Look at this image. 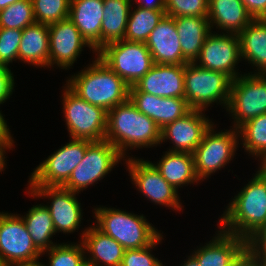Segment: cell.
Returning a JSON list of instances; mask_svg holds the SVG:
<instances>
[{
	"label": "cell",
	"mask_w": 266,
	"mask_h": 266,
	"mask_svg": "<svg viewBox=\"0 0 266 266\" xmlns=\"http://www.w3.org/2000/svg\"><path fill=\"white\" fill-rule=\"evenodd\" d=\"M104 140L109 141L126 157L125 151L128 148L140 149L161 144V129L128 99L108 111Z\"/></svg>",
	"instance_id": "cell-1"
},
{
	"label": "cell",
	"mask_w": 266,
	"mask_h": 266,
	"mask_svg": "<svg viewBox=\"0 0 266 266\" xmlns=\"http://www.w3.org/2000/svg\"><path fill=\"white\" fill-rule=\"evenodd\" d=\"M227 207L219 228L248 240L266 223V176L258 170Z\"/></svg>",
	"instance_id": "cell-2"
},
{
	"label": "cell",
	"mask_w": 266,
	"mask_h": 266,
	"mask_svg": "<svg viewBox=\"0 0 266 266\" xmlns=\"http://www.w3.org/2000/svg\"><path fill=\"white\" fill-rule=\"evenodd\" d=\"M89 66L67 81L76 95L107 112L129 99L130 86L98 56Z\"/></svg>",
	"instance_id": "cell-3"
},
{
	"label": "cell",
	"mask_w": 266,
	"mask_h": 266,
	"mask_svg": "<svg viewBox=\"0 0 266 266\" xmlns=\"http://www.w3.org/2000/svg\"><path fill=\"white\" fill-rule=\"evenodd\" d=\"M96 228L121 244L124 249H140L152 244L161 233L145 216L123 210L99 207L94 208Z\"/></svg>",
	"instance_id": "cell-4"
},
{
	"label": "cell",
	"mask_w": 266,
	"mask_h": 266,
	"mask_svg": "<svg viewBox=\"0 0 266 266\" xmlns=\"http://www.w3.org/2000/svg\"><path fill=\"white\" fill-rule=\"evenodd\" d=\"M232 81L225 73L188 62L184 71L185 99L188 106L190 109L204 111L211 103L219 101L227 108Z\"/></svg>",
	"instance_id": "cell-5"
},
{
	"label": "cell",
	"mask_w": 266,
	"mask_h": 266,
	"mask_svg": "<svg viewBox=\"0 0 266 266\" xmlns=\"http://www.w3.org/2000/svg\"><path fill=\"white\" fill-rule=\"evenodd\" d=\"M64 88L62 104L70 138L103 141L107 131L108 112L80 98L68 86Z\"/></svg>",
	"instance_id": "cell-6"
},
{
	"label": "cell",
	"mask_w": 266,
	"mask_h": 266,
	"mask_svg": "<svg viewBox=\"0 0 266 266\" xmlns=\"http://www.w3.org/2000/svg\"><path fill=\"white\" fill-rule=\"evenodd\" d=\"M96 55L130 87L154 65L145 42H113L101 48Z\"/></svg>",
	"instance_id": "cell-7"
},
{
	"label": "cell",
	"mask_w": 266,
	"mask_h": 266,
	"mask_svg": "<svg viewBox=\"0 0 266 266\" xmlns=\"http://www.w3.org/2000/svg\"><path fill=\"white\" fill-rule=\"evenodd\" d=\"M227 111L234 129L266 113V74L244 73L232 81Z\"/></svg>",
	"instance_id": "cell-8"
},
{
	"label": "cell",
	"mask_w": 266,
	"mask_h": 266,
	"mask_svg": "<svg viewBox=\"0 0 266 266\" xmlns=\"http://www.w3.org/2000/svg\"><path fill=\"white\" fill-rule=\"evenodd\" d=\"M124 158L109 141L92 142L82 161L61 187L79 193L103 179Z\"/></svg>",
	"instance_id": "cell-9"
},
{
	"label": "cell",
	"mask_w": 266,
	"mask_h": 266,
	"mask_svg": "<svg viewBox=\"0 0 266 266\" xmlns=\"http://www.w3.org/2000/svg\"><path fill=\"white\" fill-rule=\"evenodd\" d=\"M92 141L74 139L51 154L31 173L29 187H61L84 158Z\"/></svg>",
	"instance_id": "cell-10"
},
{
	"label": "cell",
	"mask_w": 266,
	"mask_h": 266,
	"mask_svg": "<svg viewBox=\"0 0 266 266\" xmlns=\"http://www.w3.org/2000/svg\"><path fill=\"white\" fill-rule=\"evenodd\" d=\"M213 125L205 132L193 153L195 173L200 181L225 167L232 160L239 144L237 129L216 133Z\"/></svg>",
	"instance_id": "cell-11"
},
{
	"label": "cell",
	"mask_w": 266,
	"mask_h": 266,
	"mask_svg": "<svg viewBox=\"0 0 266 266\" xmlns=\"http://www.w3.org/2000/svg\"><path fill=\"white\" fill-rule=\"evenodd\" d=\"M41 255L23 218L17 214L0 212V258L5 265L35 263Z\"/></svg>",
	"instance_id": "cell-12"
},
{
	"label": "cell",
	"mask_w": 266,
	"mask_h": 266,
	"mask_svg": "<svg viewBox=\"0 0 266 266\" xmlns=\"http://www.w3.org/2000/svg\"><path fill=\"white\" fill-rule=\"evenodd\" d=\"M134 158L130 157L125 162L136 188L153 203L181 211L178 191L162 177L154 163Z\"/></svg>",
	"instance_id": "cell-13"
},
{
	"label": "cell",
	"mask_w": 266,
	"mask_h": 266,
	"mask_svg": "<svg viewBox=\"0 0 266 266\" xmlns=\"http://www.w3.org/2000/svg\"><path fill=\"white\" fill-rule=\"evenodd\" d=\"M240 59V40L237 34L211 32L206 37L195 63L202 68L225 73L234 80L240 75L235 69Z\"/></svg>",
	"instance_id": "cell-14"
},
{
	"label": "cell",
	"mask_w": 266,
	"mask_h": 266,
	"mask_svg": "<svg viewBox=\"0 0 266 266\" xmlns=\"http://www.w3.org/2000/svg\"><path fill=\"white\" fill-rule=\"evenodd\" d=\"M33 197H44L50 199L49 209L55 231L72 233L81 226L82 208L76 198L77 192L67 190L63 187H28Z\"/></svg>",
	"instance_id": "cell-15"
},
{
	"label": "cell",
	"mask_w": 266,
	"mask_h": 266,
	"mask_svg": "<svg viewBox=\"0 0 266 266\" xmlns=\"http://www.w3.org/2000/svg\"><path fill=\"white\" fill-rule=\"evenodd\" d=\"M48 27L49 67L56 64L61 69L66 70L68 67L70 69L85 46L95 52L69 18L50 24Z\"/></svg>",
	"instance_id": "cell-16"
},
{
	"label": "cell",
	"mask_w": 266,
	"mask_h": 266,
	"mask_svg": "<svg viewBox=\"0 0 266 266\" xmlns=\"http://www.w3.org/2000/svg\"><path fill=\"white\" fill-rule=\"evenodd\" d=\"M212 124L214 123L204 116L202 110L191 109L182 118L176 119L161 129L160 142L169 139L174 145L169 151L193 154Z\"/></svg>",
	"instance_id": "cell-17"
},
{
	"label": "cell",
	"mask_w": 266,
	"mask_h": 266,
	"mask_svg": "<svg viewBox=\"0 0 266 266\" xmlns=\"http://www.w3.org/2000/svg\"><path fill=\"white\" fill-rule=\"evenodd\" d=\"M185 65L155 64L129 92H144L158 97L185 98Z\"/></svg>",
	"instance_id": "cell-18"
},
{
	"label": "cell",
	"mask_w": 266,
	"mask_h": 266,
	"mask_svg": "<svg viewBox=\"0 0 266 266\" xmlns=\"http://www.w3.org/2000/svg\"><path fill=\"white\" fill-rule=\"evenodd\" d=\"M155 64L185 65L188 61L183 57L175 18L165 15L146 42Z\"/></svg>",
	"instance_id": "cell-19"
},
{
	"label": "cell",
	"mask_w": 266,
	"mask_h": 266,
	"mask_svg": "<svg viewBox=\"0 0 266 266\" xmlns=\"http://www.w3.org/2000/svg\"><path fill=\"white\" fill-rule=\"evenodd\" d=\"M129 99L136 108L150 117L160 129L182 118L191 109L185 98L158 97L144 92H129Z\"/></svg>",
	"instance_id": "cell-20"
},
{
	"label": "cell",
	"mask_w": 266,
	"mask_h": 266,
	"mask_svg": "<svg viewBox=\"0 0 266 266\" xmlns=\"http://www.w3.org/2000/svg\"><path fill=\"white\" fill-rule=\"evenodd\" d=\"M214 239L197 249L192 255L200 266H232L247 248V240L220 229Z\"/></svg>",
	"instance_id": "cell-21"
},
{
	"label": "cell",
	"mask_w": 266,
	"mask_h": 266,
	"mask_svg": "<svg viewBox=\"0 0 266 266\" xmlns=\"http://www.w3.org/2000/svg\"><path fill=\"white\" fill-rule=\"evenodd\" d=\"M103 10L104 0H70L68 18L93 47L95 53L101 49Z\"/></svg>",
	"instance_id": "cell-22"
},
{
	"label": "cell",
	"mask_w": 266,
	"mask_h": 266,
	"mask_svg": "<svg viewBox=\"0 0 266 266\" xmlns=\"http://www.w3.org/2000/svg\"><path fill=\"white\" fill-rule=\"evenodd\" d=\"M208 20L227 34H239L253 20L242 0H208ZM215 24V25H214Z\"/></svg>",
	"instance_id": "cell-23"
},
{
	"label": "cell",
	"mask_w": 266,
	"mask_h": 266,
	"mask_svg": "<svg viewBox=\"0 0 266 266\" xmlns=\"http://www.w3.org/2000/svg\"><path fill=\"white\" fill-rule=\"evenodd\" d=\"M94 226L86 228L81 236L84 249L88 251L85 253L91 255L90 259L86 256V260L97 266H120L125 252L124 247Z\"/></svg>",
	"instance_id": "cell-24"
},
{
	"label": "cell",
	"mask_w": 266,
	"mask_h": 266,
	"mask_svg": "<svg viewBox=\"0 0 266 266\" xmlns=\"http://www.w3.org/2000/svg\"><path fill=\"white\" fill-rule=\"evenodd\" d=\"M175 25L183 57L188 62H195L206 37L212 32L208 17H176Z\"/></svg>",
	"instance_id": "cell-25"
},
{
	"label": "cell",
	"mask_w": 266,
	"mask_h": 266,
	"mask_svg": "<svg viewBox=\"0 0 266 266\" xmlns=\"http://www.w3.org/2000/svg\"><path fill=\"white\" fill-rule=\"evenodd\" d=\"M18 60L34 66H48L49 68L48 25L35 22L23 29Z\"/></svg>",
	"instance_id": "cell-26"
},
{
	"label": "cell",
	"mask_w": 266,
	"mask_h": 266,
	"mask_svg": "<svg viewBox=\"0 0 266 266\" xmlns=\"http://www.w3.org/2000/svg\"><path fill=\"white\" fill-rule=\"evenodd\" d=\"M154 166L177 191L178 187L200 181L195 173L194 156L191 153L166 151Z\"/></svg>",
	"instance_id": "cell-27"
},
{
	"label": "cell",
	"mask_w": 266,
	"mask_h": 266,
	"mask_svg": "<svg viewBox=\"0 0 266 266\" xmlns=\"http://www.w3.org/2000/svg\"><path fill=\"white\" fill-rule=\"evenodd\" d=\"M241 58L266 74V18L253 19L239 34Z\"/></svg>",
	"instance_id": "cell-28"
},
{
	"label": "cell",
	"mask_w": 266,
	"mask_h": 266,
	"mask_svg": "<svg viewBox=\"0 0 266 266\" xmlns=\"http://www.w3.org/2000/svg\"><path fill=\"white\" fill-rule=\"evenodd\" d=\"M132 1L104 0L101 48L107 44L124 40L129 12L132 11Z\"/></svg>",
	"instance_id": "cell-29"
},
{
	"label": "cell",
	"mask_w": 266,
	"mask_h": 266,
	"mask_svg": "<svg viewBox=\"0 0 266 266\" xmlns=\"http://www.w3.org/2000/svg\"><path fill=\"white\" fill-rule=\"evenodd\" d=\"M25 227L32 238L34 245L41 251L49 250L54 244L50 238L55 235V227L51 214L46 205H34L22 216Z\"/></svg>",
	"instance_id": "cell-30"
},
{
	"label": "cell",
	"mask_w": 266,
	"mask_h": 266,
	"mask_svg": "<svg viewBox=\"0 0 266 266\" xmlns=\"http://www.w3.org/2000/svg\"><path fill=\"white\" fill-rule=\"evenodd\" d=\"M129 12L124 40L146 42L150 33L166 15L165 10L144 9L139 6Z\"/></svg>",
	"instance_id": "cell-31"
},
{
	"label": "cell",
	"mask_w": 266,
	"mask_h": 266,
	"mask_svg": "<svg viewBox=\"0 0 266 266\" xmlns=\"http://www.w3.org/2000/svg\"><path fill=\"white\" fill-rule=\"evenodd\" d=\"M237 130L246 152L261 159L266 154V113L247 121Z\"/></svg>",
	"instance_id": "cell-32"
},
{
	"label": "cell",
	"mask_w": 266,
	"mask_h": 266,
	"mask_svg": "<svg viewBox=\"0 0 266 266\" xmlns=\"http://www.w3.org/2000/svg\"><path fill=\"white\" fill-rule=\"evenodd\" d=\"M35 22L32 0H19L0 10V28L23 30Z\"/></svg>",
	"instance_id": "cell-33"
},
{
	"label": "cell",
	"mask_w": 266,
	"mask_h": 266,
	"mask_svg": "<svg viewBox=\"0 0 266 266\" xmlns=\"http://www.w3.org/2000/svg\"><path fill=\"white\" fill-rule=\"evenodd\" d=\"M35 21L45 25L69 17L70 0H32Z\"/></svg>",
	"instance_id": "cell-34"
},
{
	"label": "cell",
	"mask_w": 266,
	"mask_h": 266,
	"mask_svg": "<svg viewBox=\"0 0 266 266\" xmlns=\"http://www.w3.org/2000/svg\"><path fill=\"white\" fill-rule=\"evenodd\" d=\"M79 243L57 244L42 254L49 252V266H80L86 259V251L82 242Z\"/></svg>",
	"instance_id": "cell-35"
},
{
	"label": "cell",
	"mask_w": 266,
	"mask_h": 266,
	"mask_svg": "<svg viewBox=\"0 0 266 266\" xmlns=\"http://www.w3.org/2000/svg\"><path fill=\"white\" fill-rule=\"evenodd\" d=\"M208 0H166L165 13L170 17H207Z\"/></svg>",
	"instance_id": "cell-36"
},
{
	"label": "cell",
	"mask_w": 266,
	"mask_h": 266,
	"mask_svg": "<svg viewBox=\"0 0 266 266\" xmlns=\"http://www.w3.org/2000/svg\"><path fill=\"white\" fill-rule=\"evenodd\" d=\"M22 31L0 28V67L8 68L9 63L18 59Z\"/></svg>",
	"instance_id": "cell-37"
},
{
	"label": "cell",
	"mask_w": 266,
	"mask_h": 266,
	"mask_svg": "<svg viewBox=\"0 0 266 266\" xmlns=\"http://www.w3.org/2000/svg\"><path fill=\"white\" fill-rule=\"evenodd\" d=\"M163 239L160 235L152 244L140 249H125L120 266H162L163 264L154 255L152 249ZM151 251V252H150Z\"/></svg>",
	"instance_id": "cell-38"
},
{
	"label": "cell",
	"mask_w": 266,
	"mask_h": 266,
	"mask_svg": "<svg viewBox=\"0 0 266 266\" xmlns=\"http://www.w3.org/2000/svg\"><path fill=\"white\" fill-rule=\"evenodd\" d=\"M247 247L266 261V223L247 240Z\"/></svg>",
	"instance_id": "cell-39"
},
{
	"label": "cell",
	"mask_w": 266,
	"mask_h": 266,
	"mask_svg": "<svg viewBox=\"0 0 266 266\" xmlns=\"http://www.w3.org/2000/svg\"><path fill=\"white\" fill-rule=\"evenodd\" d=\"M14 76L9 68L0 67V104L6 102L14 90Z\"/></svg>",
	"instance_id": "cell-40"
},
{
	"label": "cell",
	"mask_w": 266,
	"mask_h": 266,
	"mask_svg": "<svg viewBox=\"0 0 266 266\" xmlns=\"http://www.w3.org/2000/svg\"><path fill=\"white\" fill-rule=\"evenodd\" d=\"M232 266H266V261L247 247L233 262Z\"/></svg>",
	"instance_id": "cell-41"
},
{
	"label": "cell",
	"mask_w": 266,
	"mask_h": 266,
	"mask_svg": "<svg viewBox=\"0 0 266 266\" xmlns=\"http://www.w3.org/2000/svg\"><path fill=\"white\" fill-rule=\"evenodd\" d=\"M253 19L266 18V0H242Z\"/></svg>",
	"instance_id": "cell-42"
},
{
	"label": "cell",
	"mask_w": 266,
	"mask_h": 266,
	"mask_svg": "<svg viewBox=\"0 0 266 266\" xmlns=\"http://www.w3.org/2000/svg\"><path fill=\"white\" fill-rule=\"evenodd\" d=\"M10 130L8 126H6L2 131H0V172L3 171L5 167V149L12 148L13 145V138L10 134Z\"/></svg>",
	"instance_id": "cell-43"
},
{
	"label": "cell",
	"mask_w": 266,
	"mask_h": 266,
	"mask_svg": "<svg viewBox=\"0 0 266 266\" xmlns=\"http://www.w3.org/2000/svg\"><path fill=\"white\" fill-rule=\"evenodd\" d=\"M137 6L144 9H152V10H165L166 0H135Z\"/></svg>",
	"instance_id": "cell-44"
},
{
	"label": "cell",
	"mask_w": 266,
	"mask_h": 266,
	"mask_svg": "<svg viewBox=\"0 0 266 266\" xmlns=\"http://www.w3.org/2000/svg\"><path fill=\"white\" fill-rule=\"evenodd\" d=\"M181 266H200V264L198 263V260L193 255H190L188 256L187 261H184V264Z\"/></svg>",
	"instance_id": "cell-45"
},
{
	"label": "cell",
	"mask_w": 266,
	"mask_h": 266,
	"mask_svg": "<svg viewBox=\"0 0 266 266\" xmlns=\"http://www.w3.org/2000/svg\"><path fill=\"white\" fill-rule=\"evenodd\" d=\"M259 171L266 176V154L261 158Z\"/></svg>",
	"instance_id": "cell-46"
},
{
	"label": "cell",
	"mask_w": 266,
	"mask_h": 266,
	"mask_svg": "<svg viewBox=\"0 0 266 266\" xmlns=\"http://www.w3.org/2000/svg\"><path fill=\"white\" fill-rule=\"evenodd\" d=\"M16 1L19 0H0V10L7 8L9 5L14 4Z\"/></svg>",
	"instance_id": "cell-47"
},
{
	"label": "cell",
	"mask_w": 266,
	"mask_h": 266,
	"mask_svg": "<svg viewBox=\"0 0 266 266\" xmlns=\"http://www.w3.org/2000/svg\"><path fill=\"white\" fill-rule=\"evenodd\" d=\"M7 126V123L0 112V131H2Z\"/></svg>",
	"instance_id": "cell-48"
},
{
	"label": "cell",
	"mask_w": 266,
	"mask_h": 266,
	"mask_svg": "<svg viewBox=\"0 0 266 266\" xmlns=\"http://www.w3.org/2000/svg\"><path fill=\"white\" fill-rule=\"evenodd\" d=\"M13 266H46L44 264H42L41 262H35V263H30V264H17V265H13Z\"/></svg>",
	"instance_id": "cell-49"
},
{
	"label": "cell",
	"mask_w": 266,
	"mask_h": 266,
	"mask_svg": "<svg viewBox=\"0 0 266 266\" xmlns=\"http://www.w3.org/2000/svg\"><path fill=\"white\" fill-rule=\"evenodd\" d=\"M80 266H97V265L85 259L84 262Z\"/></svg>",
	"instance_id": "cell-50"
},
{
	"label": "cell",
	"mask_w": 266,
	"mask_h": 266,
	"mask_svg": "<svg viewBox=\"0 0 266 266\" xmlns=\"http://www.w3.org/2000/svg\"><path fill=\"white\" fill-rule=\"evenodd\" d=\"M0 266H6L1 258H0Z\"/></svg>",
	"instance_id": "cell-51"
}]
</instances>
